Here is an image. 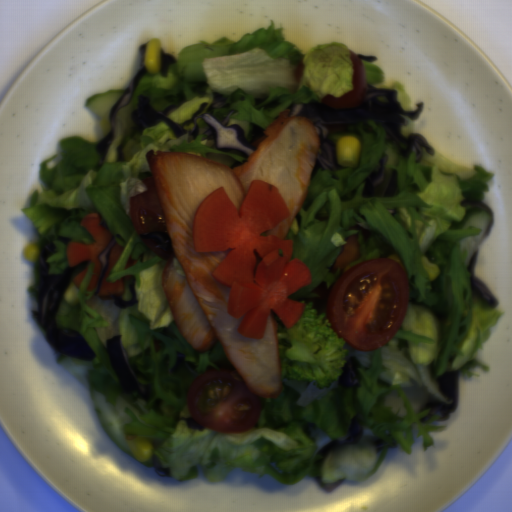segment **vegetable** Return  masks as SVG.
Returning a JSON list of instances; mask_svg holds the SVG:
<instances>
[{"mask_svg": "<svg viewBox=\"0 0 512 512\" xmlns=\"http://www.w3.org/2000/svg\"><path fill=\"white\" fill-rule=\"evenodd\" d=\"M285 28L273 19L267 28L244 33L233 41L201 39L184 46L168 76L145 74L135 92L167 114L186 133L177 137L166 122L140 133L139 148L124 162H108L96 149L100 141L72 135L39 166L40 188L21 208L37 232V245L51 240L57 250L46 258L49 274L71 267V242L94 245L81 224L98 214L101 224L124 247L108 282L124 278L123 300H131L134 281L137 304L121 309L114 299H101L96 287L87 291L94 274L90 263L80 288L64 291L55 321L75 330L96 356L82 361L54 354L56 362L87 388L103 430L127 455L135 458L129 440L147 439L149 461H139L158 476L185 483L204 477L223 481L233 471L267 474L277 483L296 485L311 477L328 493L344 481L363 482L375 474L392 448L411 455L414 437H422L426 452L435 445L430 433H441L438 415L425 423L421 412L430 398L450 404L436 380L447 372L472 379L481 368V346L504 312L482 303L473 293L465 263L468 251L459 244L482 233L478 227L459 229L468 211L487 206L485 194L494 173L480 165L459 164L437 152L416 163L399 156L380 126L370 121L378 137L363 125L355 167L338 169L334 179L319 169L310 179L307 198L294 217L285 241L292 242L290 262L307 266L311 284L288 296L312 302L327 313L329 293L339 274L367 259L387 257L397 262L409 285L404 319L393 337L373 352L345 342L343 373L327 388L307 381L280 378L277 398H261L260 420L239 434L205 429L194 421L189 389L206 370L222 367L239 373L216 338L208 351L195 349L182 335L163 290L168 261L140 239L130 216L131 199L147 190L152 176L147 160L151 149L197 155L237 168L249 160L219 150L201 114L219 121L234 111L228 125L239 124L247 143L256 149L266 130L295 103L320 101L325 94L342 97L353 90L351 49L327 42L302 52L284 39ZM305 63L296 82L292 71ZM197 119L198 135L189 136ZM382 154L397 170L400 193L362 198L366 177L377 171ZM355 234L360 256L349 266L332 270V263ZM123 335L125 352L138 376L134 392L121 388L111 367L106 340ZM240 374V373H239Z\"/></svg>", "mask_w": 512, "mask_h": 512, "instance_id": "vegetable-1", "label": "vegetable"}, {"mask_svg": "<svg viewBox=\"0 0 512 512\" xmlns=\"http://www.w3.org/2000/svg\"><path fill=\"white\" fill-rule=\"evenodd\" d=\"M361 61L364 65L368 86L371 85L375 88L395 90V97L401 108L406 112H414L410 96L402 83L385 81V75L382 67L370 62Z\"/></svg>", "mask_w": 512, "mask_h": 512, "instance_id": "vegetable-2", "label": "vegetable"}, {"mask_svg": "<svg viewBox=\"0 0 512 512\" xmlns=\"http://www.w3.org/2000/svg\"><path fill=\"white\" fill-rule=\"evenodd\" d=\"M38 266H39V259L36 261H33V265H32L33 282L30 286L27 287V295L32 300L37 302V304H38V292H37Z\"/></svg>", "mask_w": 512, "mask_h": 512, "instance_id": "vegetable-3", "label": "vegetable"}, {"mask_svg": "<svg viewBox=\"0 0 512 512\" xmlns=\"http://www.w3.org/2000/svg\"><path fill=\"white\" fill-rule=\"evenodd\" d=\"M405 118L407 120V125L401 126V133H402V136L407 138L410 134H416V133H415V127H414V119H409L406 116H405Z\"/></svg>", "mask_w": 512, "mask_h": 512, "instance_id": "vegetable-4", "label": "vegetable"}]
</instances>
